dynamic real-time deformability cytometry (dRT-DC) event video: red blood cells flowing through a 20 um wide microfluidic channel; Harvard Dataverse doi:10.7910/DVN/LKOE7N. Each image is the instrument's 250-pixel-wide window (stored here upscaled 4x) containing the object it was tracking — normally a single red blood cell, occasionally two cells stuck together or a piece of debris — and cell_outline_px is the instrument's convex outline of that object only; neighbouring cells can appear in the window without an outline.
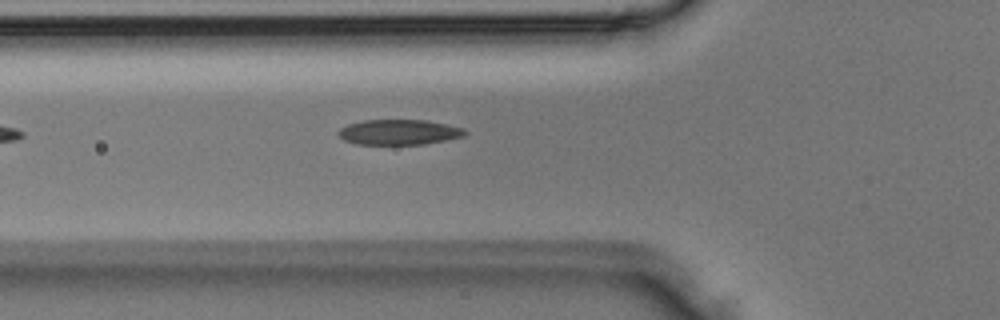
{"species": "Egyptian fruit bat (a non-hibernating species)", "species_latin": "Rousettus aegyptiacus", "temperature_condition": "room temperature", "stored_images_in_passage": 2, "camera_frame_rate_fps": 3000, "um_per_image_px": 0.085, "animal": {"sex": "male"}, "frame": {"image": 1, "passage_image": 2, "time_ms": 0.333, "image_size_px": [1000, 320], "cell_outline_px": [[468, 132], [464, 136], [424, 144], [356, 144], [344, 140], [336, 132], [340, 128], [348, 124], [364, 120], [428, 120], [448, 124], [464, 128]], "centroid_in_image_um": [33.92, 11.22], "position_along_channel_um": 91.9, "area_um2": 18.67}}